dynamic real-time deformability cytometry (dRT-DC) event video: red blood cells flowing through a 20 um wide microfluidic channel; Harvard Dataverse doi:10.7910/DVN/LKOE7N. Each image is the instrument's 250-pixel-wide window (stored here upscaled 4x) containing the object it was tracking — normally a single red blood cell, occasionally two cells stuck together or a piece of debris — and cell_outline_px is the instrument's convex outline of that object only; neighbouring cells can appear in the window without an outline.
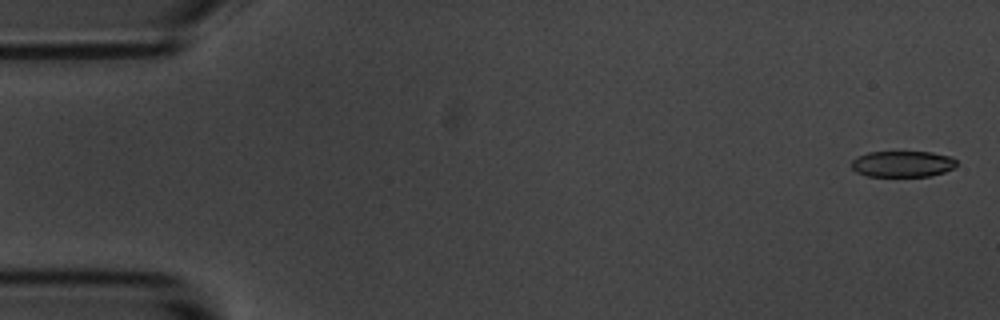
{"species": "common noctule bat (a hibernating species)", "species_latin": "Nyctalus noctula", "temperature_condition": "room temperature", "stored_images_in_passage": 56, "camera_frame_rate_fps": 3000, "um_per_image_px": 0.085, "animal": {"sex": "male", "body_mass_g": 20.1, "forearm_length_mm": 53.5}, "frame": {"image": 1, "passage_image": 2, "time_ms": 0.333, "image_size_px": [1000, 320], "cell_outline_px": [[956, 164], [952, 168], [944, 172], [928, 176], [868, 176], [856, 172], [852, 168], [852, 160], [856, 156], [868, 152], [932, 152], [952, 156], [956, 160]], "centroid_in_image_um": [76.7, 13.92], "position_along_channel_um": 8.3, "area_um2": 16.01}}
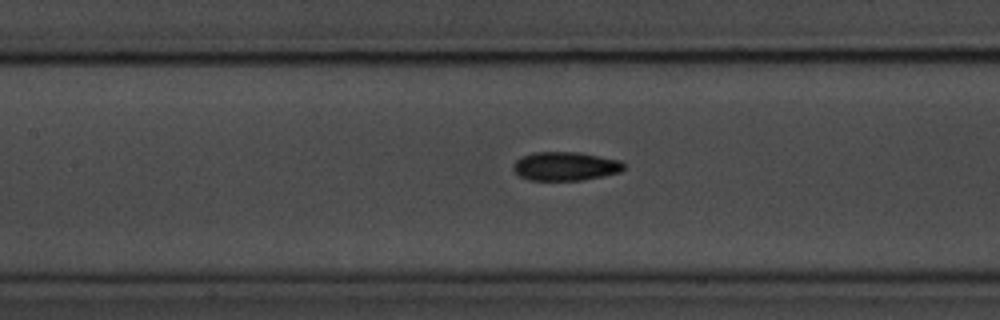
{"frame": {"image": 2, "passage_image": 26, "time_ms": 8.333, "image_size_px": [1000, 320], "cell_outline_px": [[624, 168], [620, 172], [604, 176], [584, 180], [528, 180], [520, 176], [512, 168], [512, 164], [520, 156], [532, 152], [580, 152], [620, 160], [624, 164]], "centroid_in_image_um": [48.03, 14.12], "position_along_channel_um": 159.4, "area_um2": 18.73}}
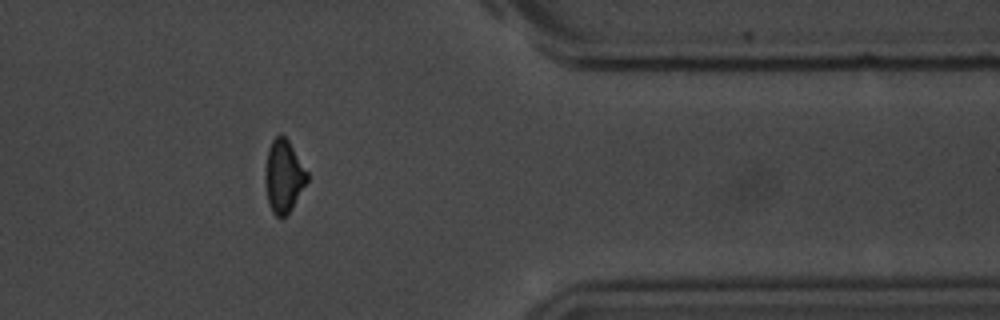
{"frame": {"image": 3, "passage_image": 47, "time_ms": 15.333, "image_size_px": [1000, 320], "cell_outline_px": [[308, 180], [292, 208], [280, 220], [272, 212], [268, 204], [264, 180], [264, 176], [268, 148], [272, 140], [276, 136], [284, 136], [288, 140], [308, 172]], "centroid_in_image_um": [24.09, 15.01], "position_along_channel_um": 387.3, "area_um2": 17.8}, "authors_computed_cell_mechanics": {"area_um2": 17.8602, "velocity_mm_per_s": 3.5168, "shape_relaxation_time_tau1_ms": 3.2805, "shape_relaxation_time_tau2_ms": 3.2098, "deformation_change_tau1": 0.1211, "deformation_change_tau2": 0.098}}